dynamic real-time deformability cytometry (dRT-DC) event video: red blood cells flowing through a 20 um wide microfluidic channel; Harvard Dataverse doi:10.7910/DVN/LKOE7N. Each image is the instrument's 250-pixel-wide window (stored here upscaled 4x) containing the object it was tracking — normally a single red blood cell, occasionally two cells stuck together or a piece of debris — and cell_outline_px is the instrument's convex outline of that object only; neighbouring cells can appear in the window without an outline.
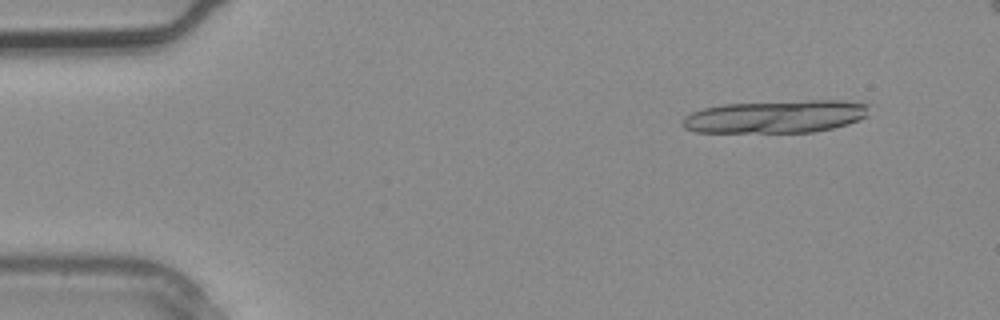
{"species": "common noctule bat (a hibernating species)", "species_latin": "Nyctalus noctula", "temperature_condition": "warm", "stored_images_in_passage": 4, "camera_frame_rate_fps": 3000, "um_per_image_px": 0.085, "animal": {"sex": "male", "body_mass_g": 20.4}, "frame": {"image": 1, "passage_image": 1, "time_ms": 0.0, "image_size_px": [1000, 320], "cell_outline_px": [[872, 104], [868, 116], [848, 124], [832, 128], [812, 132], [696, 132], [684, 128], [680, 124], [684, 116], [692, 112], [704, 108], [724, 104], [808, 100], [840, 100]], "centroid_in_image_um": [65.98, 9.9], "position_along_channel_um": 19.0, "area_um2": 35.89}}